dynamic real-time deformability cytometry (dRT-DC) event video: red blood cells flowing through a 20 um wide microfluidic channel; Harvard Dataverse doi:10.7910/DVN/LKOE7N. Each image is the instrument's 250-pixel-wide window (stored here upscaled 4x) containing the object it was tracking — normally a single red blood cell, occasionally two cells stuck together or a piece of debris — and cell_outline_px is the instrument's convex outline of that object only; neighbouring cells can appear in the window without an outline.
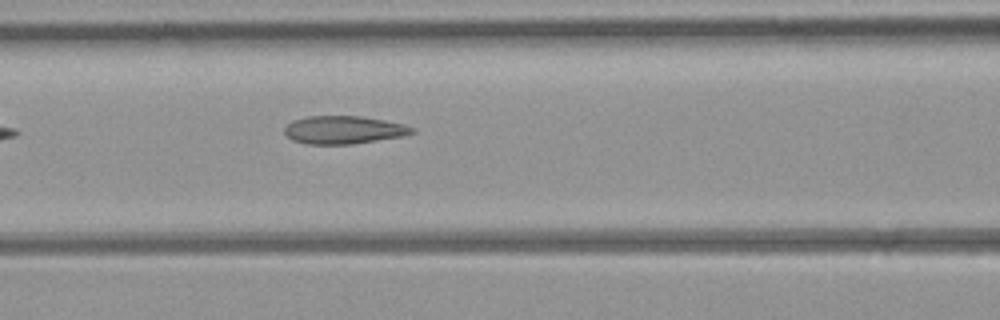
{"species": "common noctule bat (a hibernating species)", "species_latin": "Nyctalus noctula", "temperature_condition": "room temperature", "stored_images_in_passage": 7, "camera_frame_rate_fps": 3000, "um_per_image_px": 0.085, "animal": {"sex": "female", "body_mass_g": 21.9}, "frame": {"image": 1, "passage_image": 5, "time_ms": 4.667, "image_size_px": [1000, 320], "cell_outline_px": [[416, 132], [404, 136], [352, 144], [308, 144], [292, 140], [284, 132], [284, 128], [292, 120], [308, 116], [360, 116], [384, 120], [404, 124], [416, 128]], "centroid_in_image_um": [29.24, 11.04], "position_along_channel_um": 137.4, "area_um2": 20.87}}
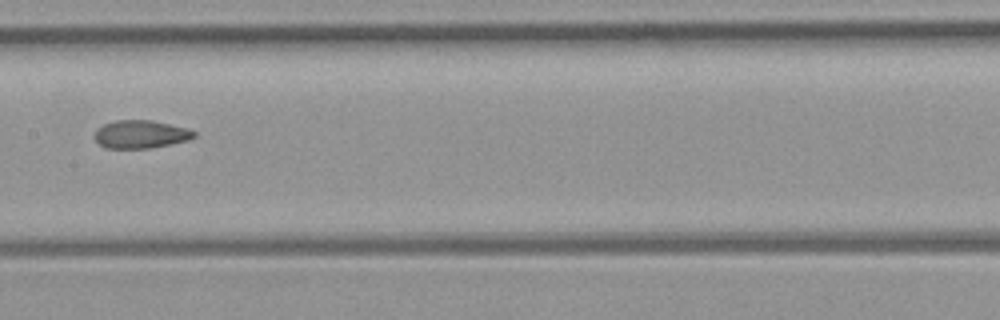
{"frame": {"image": 2, "passage_image": 7, "time_ms": 7.667, "image_size_px": [1000, 320], "cell_outline_px": [[196, 136], [188, 140], [148, 148], [104, 148], [96, 140], [96, 128], [104, 124], [116, 120], [152, 120], [188, 128], [196, 132]], "centroid_in_image_um": [11.97, 11.4], "position_along_channel_um": 195.4, "area_um2": 16.13}}